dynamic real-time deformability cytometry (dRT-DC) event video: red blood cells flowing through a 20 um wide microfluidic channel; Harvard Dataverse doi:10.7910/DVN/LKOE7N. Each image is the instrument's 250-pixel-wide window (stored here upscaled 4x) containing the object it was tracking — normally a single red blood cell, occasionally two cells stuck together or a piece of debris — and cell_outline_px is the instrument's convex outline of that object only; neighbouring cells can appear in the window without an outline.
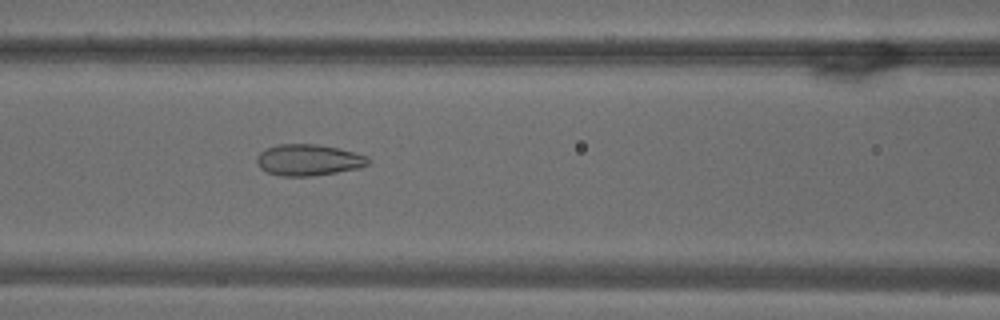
{"species": "common noctule bat (a hibernating species)", "species_latin": "Nyctalus noctula", "temperature_condition": "warm", "stored_images_in_passage": 37, "camera_frame_rate_fps": 3000, "um_per_image_px": 0.085, "animal": {"sex": "male", "body_mass_g": 18.8}, "frame": {"image": 1, "passage_image": 12, "time_ms": 3.667, "image_size_px": [1000, 320], "cell_outline_px": [[372, 160], [368, 164], [360, 168], [312, 176], [280, 176], [268, 172], [260, 168], [256, 164], [256, 156], [264, 148], [280, 144], [316, 144], [340, 148], [368, 156]], "centroid_in_image_um": [26.22, 13.59], "position_along_channel_um": 140.4, "area_um2": 20.58}}
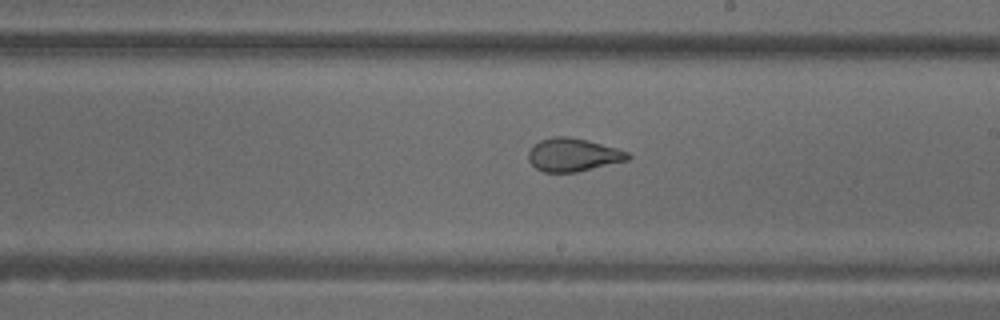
{"frame": {"image": 2, "passage_image": 20, "time_ms": 6.333, "image_size_px": [1000, 320], "cell_outline_px": [[632, 156], [628, 160], [576, 172], [544, 172], [536, 168], [528, 160], [528, 152], [532, 144], [540, 140], [552, 136], [568, 136], [588, 140], [616, 148], [628, 152]], "centroid_in_image_um": [48.68, 13.15], "position_along_channel_um": 240.3, "area_um2": 19.31}}
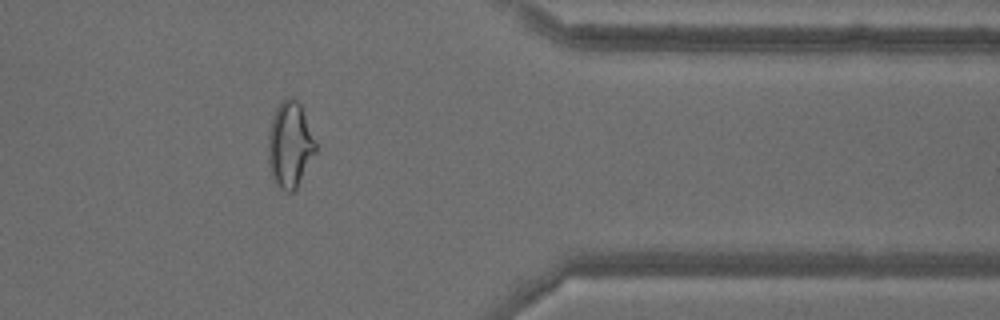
{"frame": {"image": 3, "passage_image": 33, "time_ms": 10.667, "image_size_px": [1000, 320], "cell_outline_px": [[316, 152], [296, 188], [292, 192], [288, 192], [280, 188], [276, 184], [272, 176], [268, 164], [268, 132], [272, 116], [276, 108], [288, 96], [292, 96], [300, 104], [316, 144]], "centroid_in_image_um": [24.62, 12.3], "position_along_channel_um": 386.8, "area_um2": 23.52}, "authors_computed_cell_mechanics": {"area_um2": 20.6924, "velocity_mm_per_s": 3.7487, "shape_relaxation_time_tau1_ms": null, "shape_relaxation_time_tau2_ms": 1.2203, "deformation_change_tau1": null, "deformation_change_tau2": 0.0788}}